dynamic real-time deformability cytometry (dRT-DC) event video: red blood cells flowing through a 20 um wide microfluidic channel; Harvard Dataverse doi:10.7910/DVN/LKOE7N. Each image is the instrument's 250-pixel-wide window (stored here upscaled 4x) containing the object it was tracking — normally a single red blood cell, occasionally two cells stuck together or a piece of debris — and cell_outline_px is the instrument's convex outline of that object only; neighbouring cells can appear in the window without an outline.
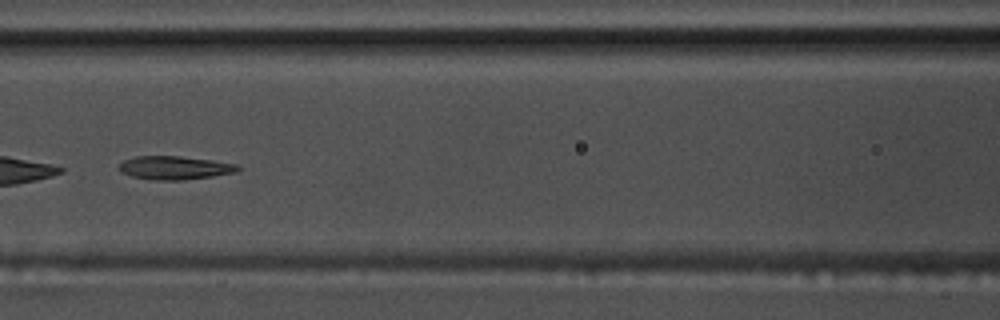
{"species": "common noctule bat (a hibernating species)", "species_latin": "Nyctalus noctula", "temperature_condition": "warm", "stored_images_in_passage": 53, "camera_frame_rate_fps": 3000, "um_per_image_px": 0.085, "animal": {"sex": "male", "body_mass_g": 17.5, "forearm_length_mm": 52.3}, "frame": {"image": 1, "passage_image": 24, "time_ms": 7.667, "image_size_px": [1000, 320], "cell_outline_px": [[240, 168], [236, 172], [212, 176], [184, 180], [148, 180], [132, 176], [120, 172], [120, 164], [124, 160], [136, 156], [180, 156], [212, 160], [236, 164]], "centroid_in_image_um": [14.83, 14.26], "position_along_channel_um": 151.8, "area_um2": 16.18}}
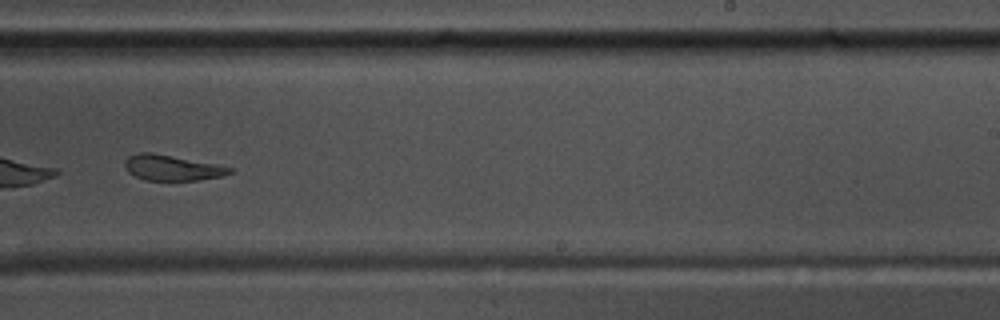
{"frame": {"image": 2, "passage_image": 34, "time_ms": 11.0, "image_size_px": [1000, 320], "cell_outline_px": [[236, 172], [224, 176], [200, 180], [144, 180], [128, 172], [124, 164], [124, 160], [128, 156], [140, 152], [152, 152], [216, 164], [232, 168]], "centroid_in_image_um": [14.64, 14.26], "position_along_channel_um": 274.4, "area_um2": 15.72}}
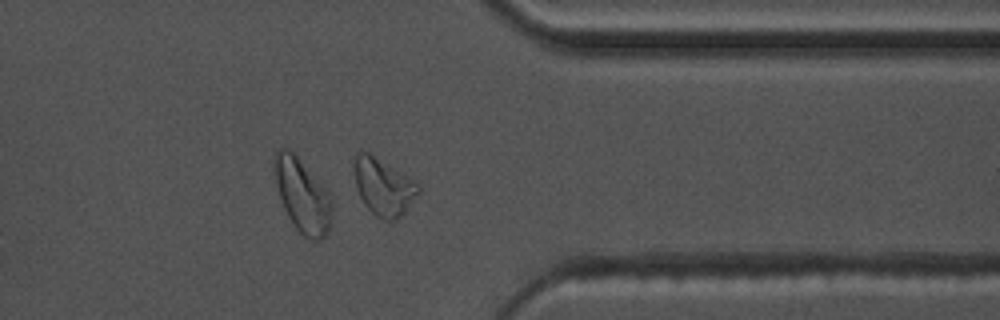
{"frame": {"image": 3, "passage_image": 43, "time_ms": 14.0, "image_size_px": [1000, 320], "cell_outline_px": [[420, 192], [404, 212], [396, 220], [384, 220], [376, 216], [364, 204], [356, 188], [352, 164], [356, 152], [360, 148], [368, 152], [408, 176], [420, 184]], "centroid_in_image_um": [32.55, 15.84], "position_along_channel_um": 378.8, "area_um2": 21.56}, "authors_computed_cell_mechanics": {"area_um2": 21.4438, "velocity_mm_per_s": 3.6887, "shape_relaxation_time_tau1_ms": 7.3881, "shape_relaxation_time_tau2_ms": 2.7192, "deformation_change_tau1": 0.2352, "deformation_change_tau2": 0.0967}}